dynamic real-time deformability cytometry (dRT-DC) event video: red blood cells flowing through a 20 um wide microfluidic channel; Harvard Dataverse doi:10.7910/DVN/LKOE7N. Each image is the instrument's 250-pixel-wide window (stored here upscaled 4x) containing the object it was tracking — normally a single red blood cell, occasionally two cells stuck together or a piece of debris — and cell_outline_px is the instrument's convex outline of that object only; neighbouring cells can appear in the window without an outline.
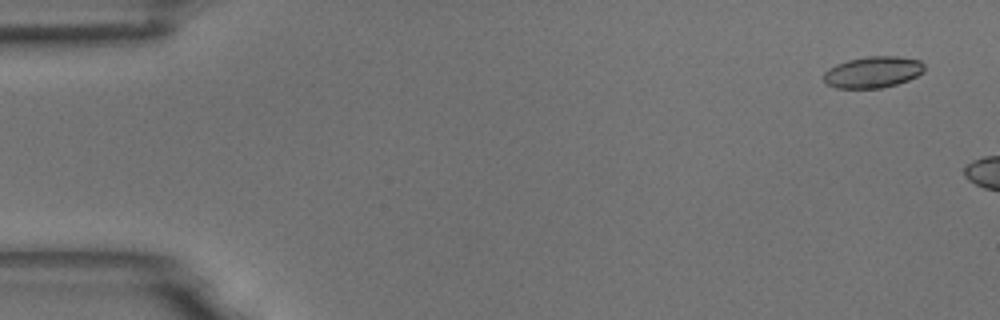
{"species": "common noctule bat (a hibernating species)", "species_latin": "Nyctalus noctula", "temperature_condition": "room temperature", "stored_images_in_passage": 4, "camera_frame_rate_fps": 3000, "um_per_image_px": 0.085, "animal": {"sex": "male", "body_mass_g": 18.8}, "frame": {"image": 1, "passage_image": 1, "time_ms": 0.0, "image_size_px": [1000, 320], "cell_outline_px": [[924, 72], [908, 80], [896, 84], [880, 88], [836, 88], [828, 84], [824, 80], [824, 72], [828, 68], [836, 64], [848, 60], [868, 56], [896, 56], [920, 60], [924, 64]], "centroid_in_image_um": [74.2, 6.12], "position_along_channel_um": 10.8, "area_um2": 18.38}}